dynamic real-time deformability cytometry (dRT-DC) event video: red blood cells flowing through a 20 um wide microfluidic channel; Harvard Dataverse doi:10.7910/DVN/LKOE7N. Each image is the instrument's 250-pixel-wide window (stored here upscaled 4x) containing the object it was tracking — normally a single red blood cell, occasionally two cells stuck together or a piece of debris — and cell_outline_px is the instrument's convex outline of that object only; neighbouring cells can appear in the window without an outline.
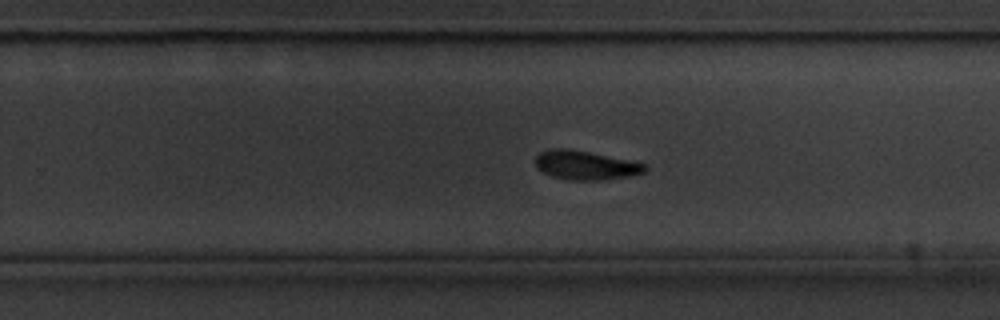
{"species": "common noctule bat (a hibernating species)", "species_latin": "Nyctalus noctula", "temperature_condition": "cold", "stored_images_in_passage": 57, "camera_frame_rate_fps": 3000, "um_per_image_px": 0.085, "animal": {"sex": "male", "body_mass_g": 20.1, "forearm_length_mm": 53.5}, "frame": {"image": 1, "passage_image": 35, "time_ms": 11.333, "image_size_px": [1000, 320], "cell_outline_px": [[648, 168], [644, 172], [628, 176], [604, 180], [568, 180], [552, 176], [536, 168], [536, 156], [540, 152], [548, 148], [568, 148], [648, 164]], "centroid_in_image_um": [49.75, 14.04], "position_along_channel_um": 280.0, "area_um2": 18.5}}
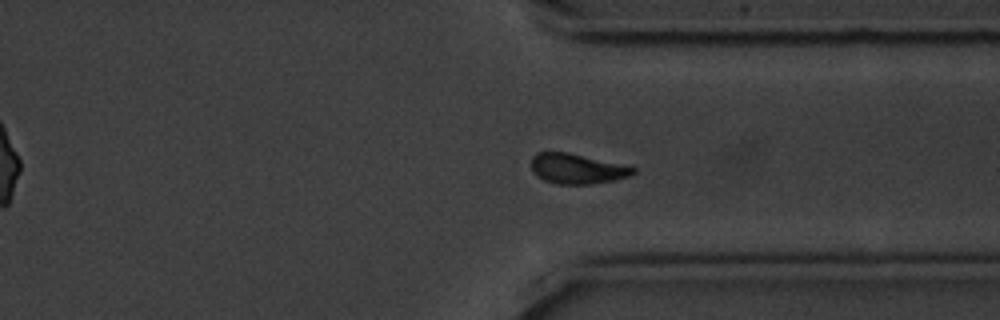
{"frame": {"image": 2, "passage_image": 42, "time_ms": 13.667, "image_size_px": [1000, 320], "cell_outline_px": [[636, 172], [632, 176], [616, 180], [592, 184], [556, 184], [544, 180], [536, 176], [532, 172], [532, 156], [536, 152], [568, 152], [632, 164], [636, 168]], "centroid_in_image_um": [49.16, 14.33], "position_along_channel_um": 362.2, "area_um2": 18.67}}
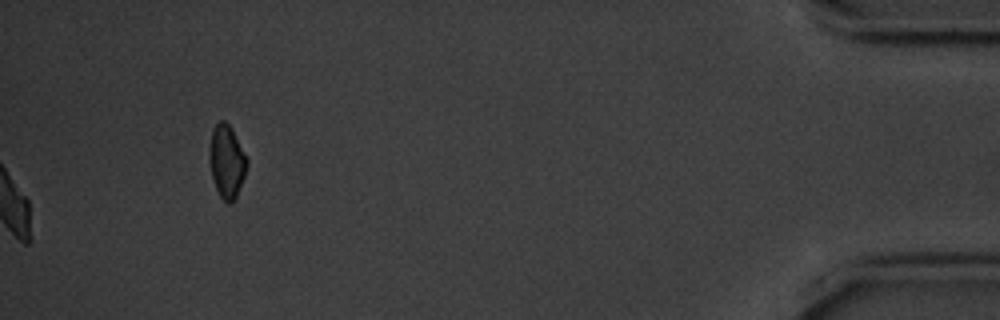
{"frame": {"image": 3, "passage_image": 57, "time_ms": 18.667, "image_size_px": [1000, 320], "cell_outline_px": [[248, 164], [244, 176], [236, 196], [232, 204], [228, 204], [220, 196], [216, 188], [212, 176], [208, 152], [212, 128], [220, 120], [224, 120], [232, 128], [248, 160]], "centroid_in_image_um": [19.26, 13.7], "position_along_channel_um": 415.9, "area_um2": 15.95}, "authors_computed_cell_mechanics": {"area_um2": 18.7272, "velocity_mm_per_s": 3.5224, "shape_relaxation_time_tau1_ms": 2.5824, "shape_relaxation_time_tau2_ms": 8.2055, "deformation_change_tau1": 0.1108, "deformation_change_tau2": 0.1521}}